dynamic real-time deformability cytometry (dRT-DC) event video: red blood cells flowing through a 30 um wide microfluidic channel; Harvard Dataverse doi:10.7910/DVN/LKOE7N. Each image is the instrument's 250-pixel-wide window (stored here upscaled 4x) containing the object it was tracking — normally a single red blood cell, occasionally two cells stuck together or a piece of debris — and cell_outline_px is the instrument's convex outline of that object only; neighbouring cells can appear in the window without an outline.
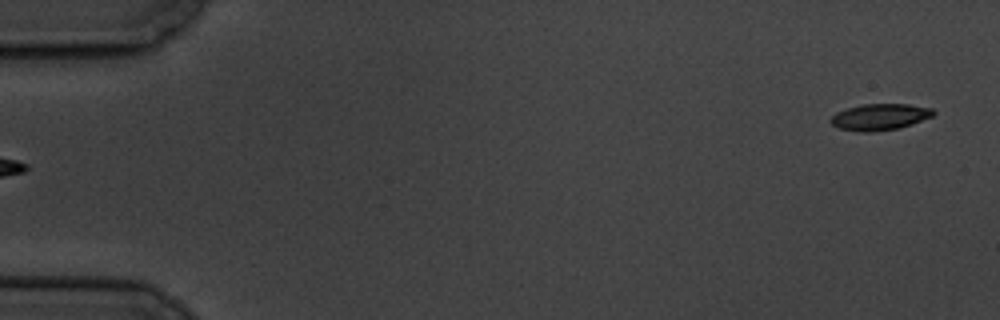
{"species": "common noctule bat (a hibernating species)", "species_latin": "Nyctalus noctula", "temperature_condition": "cold", "stored_images_in_passage": 7, "segment_of_instrument_passage": [2, 2], "camera_frame_rate_fps": 3000, "um_per_image_px": 0.085, "animal": {"sex": "male", "body_mass_g": 19.5, "forearm_length_mm": 54.6}, "frame": {"image": 1, "passage_image": 7, "time_ms": 7.0, "image_size_px": [1000, 320], "cell_outline_px": [[936, 112], [932, 116], [912, 124], [896, 128], [872, 132], [860, 132], [840, 128], [832, 124], [828, 120], [836, 112], [848, 108], [864, 104], [908, 104], [932, 108]], "centroid_in_image_um": [74.78, 9.93], "position_along_channel_um": 10.2, "area_um2": 15.66}}